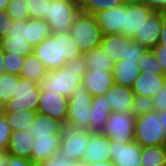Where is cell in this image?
<instances>
[{"instance_id": "obj_46", "label": "cell", "mask_w": 166, "mask_h": 166, "mask_svg": "<svg viewBox=\"0 0 166 166\" xmlns=\"http://www.w3.org/2000/svg\"><path fill=\"white\" fill-rule=\"evenodd\" d=\"M141 2L154 11L166 12V0H141Z\"/></svg>"}, {"instance_id": "obj_35", "label": "cell", "mask_w": 166, "mask_h": 166, "mask_svg": "<svg viewBox=\"0 0 166 166\" xmlns=\"http://www.w3.org/2000/svg\"><path fill=\"white\" fill-rule=\"evenodd\" d=\"M51 0H27L29 19H46Z\"/></svg>"}, {"instance_id": "obj_17", "label": "cell", "mask_w": 166, "mask_h": 166, "mask_svg": "<svg viewBox=\"0 0 166 166\" xmlns=\"http://www.w3.org/2000/svg\"><path fill=\"white\" fill-rule=\"evenodd\" d=\"M134 96L130 87L115 84L103 97L111 106L112 112L124 113L132 112Z\"/></svg>"}, {"instance_id": "obj_1", "label": "cell", "mask_w": 166, "mask_h": 166, "mask_svg": "<svg viewBox=\"0 0 166 166\" xmlns=\"http://www.w3.org/2000/svg\"><path fill=\"white\" fill-rule=\"evenodd\" d=\"M33 54L47 70L61 68L69 60L83 56L70 32H51L49 38L34 47Z\"/></svg>"}, {"instance_id": "obj_20", "label": "cell", "mask_w": 166, "mask_h": 166, "mask_svg": "<svg viewBox=\"0 0 166 166\" xmlns=\"http://www.w3.org/2000/svg\"><path fill=\"white\" fill-rule=\"evenodd\" d=\"M34 137L29 130L12 132L7 152L10 156L23 157L31 160V150L34 143Z\"/></svg>"}, {"instance_id": "obj_11", "label": "cell", "mask_w": 166, "mask_h": 166, "mask_svg": "<svg viewBox=\"0 0 166 166\" xmlns=\"http://www.w3.org/2000/svg\"><path fill=\"white\" fill-rule=\"evenodd\" d=\"M37 113L65 123L68 113V98L53 92L41 91Z\"/></svg>"}, {"instance_id": "obj_52", "label": "cell", "mask_w": 166, "mask_h": 166, "mask_svg": "<svg viewBox=\"0 0 166 166\" xmlns=\"http://www.w3.org/2000/svg\"><path fill=\"white\" fill-rule=\"evenodd\" d=\"M9 2L10 0H0V11H6Z\"/></svg>"}, {"instance_id": "obj_24", "label": "cell", "mask_w": 166, "mask_h": 166, "mask_svg": "<svg viewBox=\"0 0 166 166\" xmlns=\"http://www.w3.org/2000/svg\"><path fill=\"white\" fill-rule=\"evenodd\" d=\"M100 46L114 63L119 62L125 52V35L103 34Z\"/></svg>"}, {"instance_id": "obj_39", "label": "cell", "mask_w": 166, "mask_h": 166, "mask_svg": "<svg viewBox=\"0 0 166 166\" xmlns=\"http://www.w3.org/2000/svg\"><path fill=\"white\" fill-rule=\"evenodd\" d=\"M73 163L74 161L59 149L52 157L36 163V166H71Z\"/></svg>"}, {"instance_id": "obj_22", "label": "cell", "mask_w": 166, "mask_h": 166, "mask_svg": "<svg viewBox=\"0 0 166 166\" xmlns=\"http://www.w3.org/2000/svg\"><path fill=\"white\" fill-rule=\"evenodd\" d=\"M141 73L137 62L120 60L113 67V77L115 84L132 87L134 81Z\"/></svg>"}, {"instance_id": "obj_47", "label": "cell", "mask_w": 166, "mask_h": 166, "mask_svg": "<svg viewBox=\"0 0 166 166\" xmlns=\"http://www.w3.org/2000/svg\"><path fill=\"white\" fill-rule=\"evenodd\" d=\"M157 45H162V46H165L166 48V16L164 17V20H163V25L160 32V40Z\"/></svg>"}, {"instance_id": "obj_18", "label": "cell", "mask_w": 166, "mask_h": 166, "mask_svg": "<svg viewBox=\"0 0 166 166\" xmlns=\"http://www.w3.org/2000/svg\"><path fill=\"white\" fill-rule=\"evenodd\" d=\"M164 84V74H154L151 70L142 71L134 81L131 89L135 95L153 98Z\"/></svg>"}, {"instance_id": "obj_26", "label": "cell", "mask_w": 166, "mask_h": 166, "mask_svg": "<svg viewBox=\"0 0 166 166\" xmlns=\"http://www.w3.org/2000/svg\"><path fill=\"white\" fill-rule=\"evenodd\" d=\"M26 33V40L35 47L50 37L51 30L44 19H27Z\"/></svg>"}, {"instance_id": "obj_37", "label": "cell", "mask_w": 166, "mask_h": 166, "mask_svg": "<svg viewBox=\"0 0 166 166\" xmlns=\"http://www.w3.org/2000/svg\"><path fill=\"white\" fill-rule=\"evenodd\" d=\"M25 56L15 53H4V70L7 74L19 75L21 73Z\"/></svg>"}, {"instance_id": "obj_4", "label": "cell", "mask_w": 166, "mask_h": 166, "mask_svg": "<svg viewBox=\"0 0 166 166\" xmlns=\"http://www.w3.org/2000/svg\"><path fill=\"white\" fill-rule=\"evenodd\" d=\"M134 137L143 148L155 145H166L164 128L159 120V112L153 110L146 114L136 116Z\"/></svg>"}, {"instance_id": "obj_6", "label": "cell", "mask_w": 166, "mask_h": 166, "mask_svg": "<svg viewBox=\"0 0 166 166\" xmlns=\"http://www.w3.org/2000/svg\"><path fill=\"white\" fill-rule=\"evenodd\" d=\"M92 131H86L67 122L61 123L60 150L74 162H83L90 135Z\"/></svg>"}, {"instance_id": "obj_48", "label": "cell", "mask_w": 166, "mask_h": 166, "mask_svg": "<svg viewBox=\"0 0 166 166\" xmlns=\"http://www.w3.org/2000/svg\"><path fill=\"white\" fill-rule=\"evenodd\" d=\"M9 154L7 150L0 149V166H8Z\"/></svg>"}, {"instance_id": "obj_3", "label": "cell", "mask_w": 166, "mask_h": 166, "mask_svg": "<svg viewBox=\"0 0 166 166\" xmlns=\"http://www.w3.org/2000/svg\"><path fill=\"white\" fill-rule=\"evenodd\" d=\"M70 34L82 54L100 46L103 35L94 15L84 12L75 18Z\"/></svg>"}, {"instance_id": "obj_19", "label": "cell", "mask_w": 166, "mask_h": 166, "mask_svg": "<svg viewBox=\"0 0 166 166\" xmlns=\"http://www.w3.org/2000/svg\"><path fill=\"white\" fill-rule=\"evenodd\" d=\"M60 143L61 135L35 138L31 150V160L35 163L47 160L60 149Z\"/></svg>"}, {"instance_id": "obj_30", "label": "cell", "mask_w": 166, "mask_h": 166, "mask_svg": "<svg viewBox=\"0 0 166 166\" xmlns=\"http://www.w3.org/2000/svg\"><path fill=\"white\" fill-rule=\"evenodd\" d=\"M0 45L4 53L21 54L28 56L33 53L34 46L26 39L4 37L0 39Z\"/></svg>"}, {"instance_id": "obj_44", "label": "cell", "mask_w": 166, "mask_h": 166, "mask_svg": "<svg viewBox=\"0 0 166 166\" xmlns=\"http://www.w3.org/2000/svg\"><path fill=\"white\" fill-rule=\"evenodd\" d=\"M155 55V57L160 62L163 74L166 75V48L162 45H156L154 48L151 49Z\"/></svg>"}, {"instance_id": "obj_50", "label": "cell", "mask_w": 166, "mask_h": 166, "mask_svg": "<svg viewBox=\"0 0 166 166\" xmlns=\"http://www.w3.org/2000/svg\"><path fill=\"white\" fill-rule=\"evenodd\" d=\"M159 120L164 128V133L166 136V110L159 112Z\"/></svg>"}, {"instance_id": "obj_38", "label": "cell", "mask_w": 166, "mask_h": 166, "mask_svg": "<svg viewBox=\"0 0 166 166\" xmlns=\"http://www.w3.org/2000/svg\"><path fill=\"white\" fill-rule=\"evenodd\" d=\"M155 110L153 98L149 96L135 95L132 103V113L140 116Z\"/></svg>"}, {"instance_id": "obj_15", "label": "cell", "mask_w": 166, "mask_h": 166, "mask_svg": "<svg viewBox=\"0 0 166 166\" xmlns=\"http://www.w3.org/2000/svg\"><path fill=\"white\" fill-rule=\"evenodd\" d=\"M81 84L93 97L104 96L115 85L113 72L100 69L87 70L83 75Z\"/></svg>"}, {"instance_id": "obj_41", "label": "cell", "mask_w": 166, "mask_h": 166, "mask_svg": "<svg viewBox=\"0 0 166 166\" xmlns=\"http://www.w3.org/2000/svg\"><path fill=\"white\" fill-rule=\"evenodd\" d=\"M9 32L6 37L26 39V20L12 21L9 27Z\"/></svg>"}, {"instance_id": "obj_13", "label": "cell", "mask_w": 166, "mask_h": 166, "mask_svg": "<svg viewBox=\"0 0 166 166\" xmlns=\"http://www.w3.org/2000/svg\"><path fill=\"white\" fill-rule=\"evenodd\" d=\"M165 16L166 12L155 11L132 39L147 49L154 48L159 43Z\"/></svg>"}, {"instance_id": "obj_33", "label": "cell", "mask_w": 166, "mask_h": 166, "mask_svg": "<svg viewBox=\"0 0 166 166\" xmlns=\"http://www.w3.org/2000/svg\"><path fill=\"white\" fill-rule=\"evenodd\" d=\"M148 49L125 35V52L121 60L138 62Z\"/></svg>"}, {"instance_id": "obj_21", "label": "cell", "mask_w": 166, "mask_h": 166, "mask_svg": "<svg viewBox=\"0 0 166 166\" xmlns=\"http://www.w3.org/2000/svg\"><path fill=\"white\" fill-rule=\"evenodd\" d=\"M112 110L103 96L92 97L90 110V131L101 132Z\"/></svg>"}, {"instance_id": "obj_29", "label": "cell", "mask_w": 166, "mask_h": 166, "mask_svg": "<svg viewBox=\"0 0 166 166\" xmlns=\"http://www.w3.org/2000/svg\"><path fill=\"white\" fill-rule=\"evenodd\" d=\"M37 114V112L26 110L21 112H4L12 132L27 130L32 125Z\"/></svg>"}, {"instance_id": "obj_10", "label": "cell", "mask_w": 166, "mask_h": 166, "mask_svg": "<svg viewBox=\"0 0 166 166\" xmlns=\"http://www.w3.org/2000/svg\"><path fill=\"white\" fill-rule=\"evenodd\" d=\"M154 12L141 1H126L122 34L133 38Z\"/></svg>"}, {"instance_id": "obj_25", "label": "cell", "mask_w": 166, "mask_h": 166, "mask_svg": "<svg viewBox=\"0 0 166 166\" xmlns=\"http://www.w3.org/2000/svg\"><path fill=\"white\" fill-rule=\"evenodd\" d=\"M86 61L87 70H104L107 72H113L114 62L113 60L104 52L101 46L95 47L91 51L83 54Z\"/></svg>"}, {"instance_id": "obj_31", "label": "cell", "mask_w": 166, "mask_h": 166, "mask_svg": "<svg viewBox=\"0 0 166 166\" xmlns=\"http://www.w3.org/2000/svg\"><path fill=\"white\" fill-rule=\"evenodd\" d=\"M126 0H78L81 12L95 14L100 11L115 8Z\"/></svg>"}, {"instance_id": "obj_51", "label": "cell", "mask_w": 166, "mask_h": 166, "mask_svg": "<svg viewBox=\"0 0 166 166\" xmlns=\"http://www.w3.org/2000/svg\"><path fill=\"white\" fill-rule=\"evenodd\" d=\"M5 73L4 70V52L2 51L1 45H0V75Z\"/></svg>"}, {"instance_id": "obj_32", "label": "cell", "mask_w": 166, "mask_h": 166, "mask_svg": "<svg viewBox=\"0 0 166 166\" xmlns=\"http://www.w3.org/2000/svg\"><path fill=\"white\" fill-rule=\"evenodd\" d=\"M19 75L3 73L0 75V101L6 105L15 96Z\"/></svg>"}, {"instance_id": "obj_53", "label": "cell", "mask_w": 166, "mask_h": 166, "mask_svg": "<svg viewBox=\"0 0 166 166\" xmlns=\"http://www.w3.org/2000/svg\"><path fill=\"white\" fill-rule=\"evenodd\" d=\"M5 107L4 104L0 101V116L4 114Z\"/></svg>"}, {"instance_id": "obj_40", "label": "cell", "mask_w": 166, "mask_h": 166, "mask_svg": "<svg viewBox=\"0 0 166 166\" xmlns=\"http://www.w3.org/2000/svg\"><path fill=\"white\" fill-rule=\"evenodd\" d=\"M12 134L10 125L8 124L5 115L0 116V149L7 150L9 139Z\"/></svg>"}, {"instance_id": "obj_16", "label": "cell", "mask_w": 166, "mask_h": 166, "mask_svg": "<svg viewBox=\"0 0 166 166\" xmlns=\"http://www.w3.org/2000/svg\"><path fill=\"white\" fill-rule=\"evenodd\" d=\"M110 140L102 132H92L86 152L83 157V162H99L110 160Z\"/></svg>"}, {"instance_id": "obj_45", "label": "cell", "mask_w": 166, "mask_h": 166, "mask_svg": "<svg viewBox=\"0 0 166 166\" xmlns=\"http://www.w3.org/2000/svg\"><path fill=\"white\" fill-rule=\"evenodd\" d=\"M8 166H36V163L30 159L9 155Z\"/></svg>"}, {"instance_id": "obj_14", "label": "cell", "mask_w": 166, "mask_h": 166, "mask_svg": "<svg viewBox=\"0 0 166 166\" xmlns=\"http://www.w3.org/2000/svg\"><path fill=\"white\" fill-rule=\"evenodd\" d=\"M102 34H122L125 20V3L94 14Z\"/></svg>"}, {"instance_id": "obj_54", "label": "cell", "mask_w": 166, "mask_h": 166, "mask_svg": "<svg viewBox=\"0 0 166 166\" xmlns=\"http://www.w3.org/2000/svg\"><path fill=\"white\" fill-rule=\"evenodd\" d=\"M71 166H85L84 162H74Z\"/></svg>"}, {"instance_id": "obj_5", "label": "cell", "mask_w": 166, "mask_h": 166, "mask_svg": "<svg viewBox=\"0 0 166 166\" xmlns=\"http://www.w3.org/2000/svg\"><path fill=\"white\" fill-rule=\"evenodd\" d=\"M80 12L78 0H51L45 21L51 32H70Z\"/></svg>"}, {"instance_id": "obj_27", "label": "cell", "mask_w": 166, "mask_h": 166, "mask_svg": "<svg viewBox=\"0 0 166 166\" xmlns=\"http://www.w3.org/2000/svg\"><path fill=\"white\" fill-rule=\"evenodd\" d=\"M47 69L35 54H30L25 57L20 77L27 80L40 83L42 78L46 75Z\"/></svg>"}, {"instance_id": "obj_23", "label": "cell", "mask_w": 166, "mask_h": 166, "mask_svg": "<svg viewBox=\"0 0 166 166\" xmlns=\"http://www.w3.org/2000/svg\"><path fill=\"white\" fill-rule=\"evenodd\" d=\"M27 130L34 138L60 135L61 123L47 115L37 114L32 125Z\"/></svg>"}, {"instance_id": "obj_42", "label": "cell", "mask_w": 166, "mask_h": 166, "mask_svg": "<svg viewBox=\"0 0 166 166\" xmlns=\"http://www.w3.org/2000/svg\"><path fill=\"white\" fill-rule=\"evenodd\" d=\"M153 103L155 110L162 112L166 110V85L158 91V93L153 97Z\"/></svg>"}, {"instance_id": "obj_36", "label": "cell", "mask_w": 166, "mask_h": 166, "mask_svg": "<svg viewBox=\"0 0 166 166\" xmlns=\"http://www.w3.org/2000/svg\"><path fill=\"white\" fill-rule=\"evenodd\" d=\"M6 13L13 21L29 19L27 0H10L6 8Z\"/></svg>"}, {"instance_id": "obj_49", "label": "cell", "mask_w": 166, "mask_h": 166, "mask_svg": "<svg viewBox=\"0 0 166 166\" xmlns=\"http://www.w3.org/2000/svg\"><path fill=\"white\" fill-rule=\"evenodd\" d=\"M85 166H114L110 160H104L94 163L84 162Z\"/></svg>"}, {"instance_id": "obj_7", "label": "cell", "mask_w": 166, "mask_h": 166, "mask_svg": "<svg viewBox=\"0 0 166 166\" xmlns=\"http://www.w3.org/2000/svg\"><path fill=\"white\" fill-rule=\"evenodd\" d=\"M92 95L80 84L68 98L67 123L90 131Z\"/></svg>"}, {"instance_id": "obj_28", "label": "cell", "mask_w": 166, "mask_h": 166, "mask_svg": "<svg viewBox=\"0 0 166 166\" xmlns=\"http://www.w3.org/2000/svg\"><path fill=\"white\" fill-rule=\"evenodd\" d=\"M142 166H166V145L143 147L141 151Z\"/></svg>"}, {"instance_id": "obj_2", "label": "cell", "mask_w": 166, "mask_h": 166, "mask_svg": "<svg viewBox=\"0 0 166 166\" xmlns=\"http://www.w3.org/2000/svg\"><path fill=\"white\" fill-rule=\"evenodd\" d=\"M87 72L83 56L69 60L63 67L47 70L38 84L41 91L53 92L70 98L71 93L81 84Z\"/></svg>"}, {"instance_id": "obj_8", "label": "cell", "mask_w": 166, "mask_h": 166, "mask_svg": "<svg viewBox=\"0 0 166 166\" xmlns=\"http://www.w3.org/2000/svg\"><path fill=\"white\" fill-rule=\"evenodd\" d=\"M41 90L38 83L20 77L16 84L15 96L4 105V112H37Z\"/></svg>"}, {"instance_id": "obj_34", "label": "cell", "mask_w": 166, "mask_h": 166, "mask_svg": "<svg viewBox=\"0 0 166 166\" xmlns=\"http://www.w3.org/2000/svg\"><path fill=\"white\" fill-rule=\"evenodd\" d=\"M137 66L141 72L151 70L154 74H163L162 66L151 49H148L139 59Z\"/></svg>"}, {"instance_id": "obj_9", "label": "cell", "mask_w": 166, "mask_h": 166, "mask_svg": "<svg viewBox=\"0 0 166 166\" xmlns=\"http://www.w3.org/2000/svg\"><path fill=\"white\" fill-rule=\"evenodd\" d=\"M135 119L136 116L132 112H111L101 132L113 142H133Z\"/></svg>"}, {"instance_id": "obj_43", "label": "cell", "mask_w": 166, "mask_h": 166, "mask_svg": "<svg viewBox=\"0 0 166 166\" xmlns=\"http://www.w3.org/2000/svg\"><path fill=\"white\" fill-rule=\"evenodd\" d=\"M12 21V18L6 13V11H0V39L7 36Z\"/></svg>"}, {"instance_id": "obj_12", "label": "cell", "mask_w": 166, "mask_h": 166, "mask_svg": "<svg viewBox=\"0 0 166 166\" xmlns=\"http://www.w3.org/2000/svg\"><path fill=\"white\" fill-rule=\"evenodd\" d=\"M142 147L136 142H110V161L114 166H142Z\"/></svg>"}]
</instances>
